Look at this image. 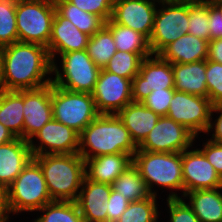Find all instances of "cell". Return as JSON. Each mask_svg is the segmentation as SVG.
<instances>
[{
	"instance_id": "31",
	"label": "cell",
	"mask_w": 222,
	"mask_h": 222,
	"mask_svg": "<svg viewBox=\"0 0 222 222\" xmlns=\"http://www.w3.org/2000/svg\"><path fill=\"white\" fill-rule=\"evenodd\" d=\"M87 52L92 61L100 68H104L117 49L111 31L104 26L89 38Z\"/></svg>"
},
{
	"instance_id": "39",
	"label": "cell",
	"mask_w": 222,
	"mask_h": 222,
	"mask_svg": "<svg viewBox=\"0 0 222 222\" xmlns=\"http://www.w3.org/2000/svg\"><path fill=\"white\" fill-rule=\"evenodd\" d=\"M69 3L77 6L81 10L100 16L107 22L113 11L112 0H67Z\"/></svg>"
},
{
	"instance_id": "8",
	"label": "cell",
	"mask_w": 222,
	"mask_h": 222,
	"mask_svg": "<svg viewBox=\"0 0 222 222\" xmlns=\"http://www.w3.org/2000/svg\"><path fill=\"white\" fill-rule=\"evenodd\" d=\"M53 119L79 134L98 115L91 93L73 92L51 83Z\"/></svg>"
},
{
	"instance_id": "23",
	"label": "cell",
	"mask_w": 222,
	"mask_h": 222,
	"mask_svg": "<svg viewBox=\"0 0 222 222\" xmlns=\"http://www.w3.org/2000/svg\"><path fill=\"white\" fill-rule=\"evenodd\" d=\"M117 115L123 121L137 147L144 141L160 118L158 114L145 107L141 102L133 101Z\"/></svg>"
},
{
	"instance_id": "49",
	"label": "cell",
	"mask_w": 222,
	"mask_h": 222,
	"mask_svg": "<svg viewBox=\"0 0 222 222\" xmlns=\"http://www.w3.org/2000/svg\"><path fill=\"white\" fill-rule=\"evenodd\" d=\"M209 1L219 5L222 3V0H209Z\"/></svg>"
},
{
	"instance_id": "26",
	"label": "cell",
	"mask_w": 222,
	"mask_h": 222,
	"mask_svg": "<svg viewBox=\"0 0 222 222\" xmlns=\"http://www.w3.org/2000/svg\"><path fill=\"white\" fill-rule=\"evenodd\" d=\"M24 90H0V123L24 139Z\"/></svg>"
},
{
	"instance_id": "40",
	"label": "cell",
	"mask_w": 222,
	"mask_h": 222,
	"mask_svg": "<svg viewBox=\"0 0 222 222\" xmlns=\"http://www.w3.org/2000/svg\"><path fill=\"white\" fill-rule=\"evenodd\" d=\"M206 141V142H204ZM202 140V148H198L215 168L216 172L222 178V143H216L209 139Z\"/></svg>"
},
{
	"instance_id": "48",
	"label": "cell",
	"mask_w": 222,
	"mask_h": 222,
	"mask_svg": "<svg viewBox=\"0 0 222 222\" xmlns=\"http://www.w3.org/2000/svg\"><path fill=\"white\" fill-rule=\"evenodd\" d=\"M158 4L161 3H188V2H197L200 0H155Z\"/></svg>"
},
{
	"instance_id": "12",
	"label": "cell",
	"mask_w": 222,
	"mask_h": 222,
	"mask_svg": "<svg viewBox=\"0 0 222 222\" xmlns=\"http://www.w3.org/2000/svg\"><path fill=\"white\" fill-rule=\"evenodd\" d=\"M132 80L101 68L92 97L99 114H118L132 99Z\"/></svg>"
},
{
	"instance_id": "17",
	"label": "cell",
	"mask_w": 222,
	"mask_h": 222,
	"mask_svg": "<svg viewBox=\"0 0 222 222\" xmlns=\"http://www.w3.org/2000/svg\"><path fill=\"white\" fill-rule=\"evenodd\" d=\"M24 140L29 141L53 119L51 83L37 89L24 90Z\"/></svg>"
},
{
	"instance_id": "2",
	"label": "cell",
	"mask_w": 222,
	"mask_h": 222,
	"mask_svg": "<svg viewBox=\"0 0 222 222\" xmlns=\"http://www.w3.org/2000/svg\"><path fill=\"white\" fill-rule=\"evenodd\" d=\"M138 147L117 114H99L79 135V151L83 159L107 154L125 153L132 157Z\"/></svg>"
},
{
	"instance_id": "35",
	"label": "cell",
	"mask_w": 222,
	"mask_h": 222,
	"mask_svg": "<svg viewBox=\"0 0 222 222\" xmlns=\"http://www.w3.org/2000/svg\"><path fill=\"white\" fill-rule=\"evenodd\" d=\"M17 41L16 1H0V47Z\"/></svg>"
},
{
	"instance_id": "28",
	"label": "cell",
	"mask_w": 222,
	"mask_h": 222,
	"mask_svg": "<svg viewBox=\"0 0 222 222\" xmlns=\"http://www.w3.org/2000/svg\"><path fill=\"white\" fill-rule=\"evenodd\" d=\"M56 11L70 20L81 32L90 37L105 26V21L92 13L85 12L67 0H54Z\"/></svg>"
},
{
	"instance_id": "4",
	"label": "cell",
	"mask_w": 222,
	"mask_h": 222,
	"mask_svg": "<svg viewBox=\"0 0 222 222\" xmlns=\"http://www.w3.org/2000/svg\"><path fill=\"white\" fill-rule=\"evenodd\" d=\"M133 164L145 181L151 195L158 196L157 188L161 187L162 189L159 188V190L167 189L170 191L167 194L169 199L184 196L182 152L156 153L137 150L133 156ZM153 187L154 189L157 188L154 190Z\"/></svg>"
},
{
	"instance_id": "7",
	"label": "cell",
	"mask_w": 222,
	"mask_h": 222,
	"mask_svg": "<svg viewBox=\"0 0 222 222\" xmlns=\"http://www.w3.org/2000/svg\"><path fill=\"white\" fill-rule=\"evenodd\" d=\"M55 13L54 0H16L18 41L48 47Z\"/></svg>"
},
{
	"instance_id": "38",
	"label": "cell",
	"mask_w": 222,
	"mask_h": 222,
	"mask_svg": "<svg viewBox=\"0 0 222 222\" xmlns=\"http://www.w3.org/2000/svg\"><path fill=\"white\" fill-rule=\"evenodd\" d=\"M175 89L153 90L141 103L159 116H167Z\"/></svg>"
},
{
	"instance_id": "3",
	"label": "cell",
	"mask_w": 222,
	"mask_h": 222,
	"mask_svg": "<svg viewBox=\"0 0 222 222\" xmlns=\"http://www.w3.org/2000/svg\"><path fill=\"white\" fill-rule=\"evenodd\" d=\"M39 163L52 201H76L84 180L85 160L78 153L33 156Z\"/></svg>"
},
{
	"instance_id": "33",
	"label": "cell",
	"mask_w": 222,
	"mask_h": 222,
	"mask_svg": "<svg viewBox=\"0 0 222 222\" xmlns=\"http://www.w3.org/2000/svg\"><path fill=\"white\" fill-rule=\"evenodd\" d=\"M142 60L143 59L137 53L117 50L103 69L133 80L139 73Z\"/></svg>"
},
{
	"instance_id": "34",
	"label": "cell",
	"mask_w": 222,
	"mask_h": 222,
	"mask_svg": "<svg viewBox=\"0 0 222 222\" xmlns=\"http://www.w3.org/2000/svg\"><path fill=\"white\" fill-rule=\"evenodd\" d=\"M208 0L189 2L188 34L210 41Z\"/></svg>"
},
{
	"instance_id": "51",
	"label": "cell",
	"mask_w": 222,
	"mask_h": 222,
	"mask_svg": "<svg viewBox=\"0 0 222 222\" xmlns=\"http://www.w3.org/2000/svg\"><path fill=\"white\" fill-rule=\"evenodd\" d=\"M0 1H16V0H0Z\"/></svg>"
},
{
	"instance_id": "14",
	"label": "cell",
	"mask_w": 222,
	"mask_h": 222,
	"mask_svg": "<svg viewBox=\"0 0 222 222\" xmlns=\"http://www.w3.org/2000/svg\"><path fill=\"white\" fill-rule=\"evenodd\" d=\"M174 88L172 64L159 55L143 58L132 80L133 102H142L153 90Z\"/></svg>"
},
{
	"instance_id": "24",
	"label": "cell",
	"mask_w": 222,
	"mask_h": 222,
	"mask_svg": "<svg viewBox=\"0 0 222 222\" xmlns=\"http://www.w3.org/2000/svg\"><path fill=\"white\" fill-rule=\"evenodd\" d=\"M174 89L208 98L206 60L172 64Z\"/></svg>"
},
{
	"instance_id": "21",
	"label": "cell",
	"mask_w": 222,
	"mask_h": 222,
	"mask_svg": "<svg viewBox=\"0 0 222 222\" xmlns=\"http://www.w3.org/2000/svg\"><path fill=\"white\" fill-rule=\"evenodd\" d=\"M132 163L133 157L125 153L97 156L85 161V174L91 181L111 185Z\"/></svg>"
},
{
	"instance_id": "15",
	"label": "cell",
	"mask_w": 222,
	"mask_h": 222,
	"mask_svg": "<svg viewBox=\"0 0 222 222\" xmlns=\"http://www.w3.org/2000/svg\"><path fill=\"white\" fill-rule=\"evenodd\" d=\"M182 176L184 195L193 190L222 187L220 175L205 155L193 145L182 152Z\"/></svg>"
},
{
	"instance_id": "43",
	"label": "cell",
	"mask_w": 222,
	"mask_h": 222,
	"mask_svg": "<svg viewBox=\"0 0 222 222\" xmlns=\"http://www.w3.org/2000/svg\"><path fill=\"white\" fill-rule=\"evenodd\" d=\"M216 114L218 115L216 116ZM211 132L212 134H210ZM206 134L208 136L212 135L210 138H207L210 141H213L216 143H222V104H217V105L212 106L210 123L206 131Z\"/></svg>"
},
{
	"instance_id": "6",
	"label": "cell",
	"mask_w": 222,
	"mask_h": 222,
	"mask_svg": "<svg viewBox=\"0 0 222 222\" xmlns=\"http://www.w3.org/2000/svg\"><path fill=\"white\" fill-rule=\"evenodd\" d=\"M100 71L87 50L67 52L52 61V83L69 91L92 93Z\"/></svg>"
},
{
	"instance_id": "47",
	"label": "cell",
	"mask_w": 222,
	"mask_h": 222,
	"mask_svg": "<svg viewBox=\"0 0 222 222\" xmlns=\"http://www.w3.org/2000/svg\"><path fill=\"white\" fill-rule=\"evenodd\" d=\"M0 90H3V50L0 47Z\"/></svg>"
},
{
	"instance_id": "32",
	"label": "cell",
	"mask_w": 222,
	"mask_h": 222,
	"mask_svg": "<svg viewBox=\"0 0 222 222\" xmlns=\"http://www.w3.org/2000/svg\"><path fill=\"white\" fill-rule=\"evenodd\" d=\"M157 196L150 197L135 202H130L125 212L115 222H159L161 212Z\"/></svg>"
},
{
	"instance_id": "50",
	"label": "cell",
	"mask_w": 222,
	"mask_h": 222,
	"mask_svg": "<svg viewBox=\"0 0 222 222\" xmlns=\"http://www.w3.org/2000/svg\"><path fill=\"white\" fill-rule=\"evenodd\" d=\"M118 1H121V0H112L113 3H116V2H118Z\"/></svg>"
},
{
	"instance_id": "18",
	"label": "cell",
	"mask_w": 222,
	"mask_h": 222,
	"mask_svg": "<svg viewBox=\"0 0 222 222\" xmlns=\"http://www.w3.org/2000/svg\"><path fill=\"white\" fill-rule=\"evenodd\" d=\"M112 186L91 181L86 176L76 200L83 221L107 222V205Z\"/></svg>"
},
{
	"instance_id": "27",
	"label": "cell",
	"mask_w": 222,
	"mask_h": 222,
	"mask_svg": "<svg viewBox=\"0 0 222 222\" xmlns=\"http://www.w3.org/2000/svg\"><path fill=\"white\" fill-rule=\"evenodd\" d=\"M105 26L111 31L118 51L137 53L142 59L152 55L149 40L141 33L117 24L111 18Z\"/></svg>"
},
{
	"instance_id": "44",
	"label": "cell",
	"mask_w": 222,
	"mask_h": 222,
	"mask_svg": "<svg viewBox=\"0 0 222 222\" xmlns=\"http://www.w3.org/2000/svg\"><path fill=\"white\" fill-rule=\"evenodd\" d=\"M207 59L222 64V38L209 41Z\"/></svg>"
},
{
	"instance_id": "5",
	"label": "cell",
	"mask_w": 222,
	"mask_h": 222,
	"mask_svg": "<svg viewBox=\"0 0 222 222\" xmlns=\"http://www.w3.org/2000/svg\"><path fill=\"white\" fill-rule=\"evenodd\" d=\"M9 214L38 212L44 205L52 202L43 171L32 158L21 173L6 189Z\"/></svg>"
},
{
	"instance_id": "29",
	"label": "cell",
	"mask_w": 222,
	"mask_h": 222,
	"mask_svg": "<svg viewBox=\"0 0 222 222\" xmlns=\"http://www.w3.org/2000/svg\"><path fill=\"white\" fill-rule=\"evenodd\" d=\"M111 186L114 191L121 193L130 202L144 200L151 196L145 181L133 163Z\"/></svg>"
},
{
	"instance_id": "11",
	"label": "cell",
	"mask_w": 222,
	"mask_h": 222,
	"mask_svg": "<svg viewBox=\"0 0 222 222\" xmlns=\"http://www.w3.org/2000/svg\"><path fill=\"white\" fill-rule=\"evenodd\" d=\"M196 139L181 124L168 116H160L155 127L138 146V150L156 153L183 152L194 145Z\"/></svg>"
},
{
	"instance_id": "20",
	"label": "cell",
	"mask_w": 222,
	"mask_h": 222,
	"mask_svg": "<svg viewBox=\"0 0 222 222\" xmlns=\"http://www.w3.org/2000/svg\"><path fill=\"white\" fill-rule=\"evenodd\" d=\"M32 158L29 142L22 138L1 144L0 187L6 190Z\"/></svg>"
},
{
	"instance_id": "42",
	"label": "cell",
	"mask_w": 222,
	"mask_h": 222,
	"mask_svg": "<svg viewBox=\"0 0 222 222\" xmlns=\"http://www.w3.org/2000/svg\"><path fill=\"white\" fill-rule=\"evenodd\" d=\"M210 40L222 38V7L208 0Z\"/></svg>"
},
{
	"instance_id": "41",
	"label": "cell",
	"mask_w": 222,
	"mask_h": 222,
	"mask_svg": "<svg viewBox=\"0 0 222 222\" xmlns=\"http://www.w3.org/2000/svg\"><path fill=\"white\" fill-rule=\"evenodd\" d=\"M130 201L121 193L111 190L110 198L107 205V222H115L125 212Z\"/></svg>"
},
{
	"instance_id": "1",
	"label": "cell",
	"mask_w": 222,
	"mask_h": 222,
	"mask_svg": "<svg viewBox=\"0 0 222 222\" xmlns=\"http://www.w3.org/2000/svg\"><path fill=\"white\" fill-rule=\"evenodd\" d=\"M3 50V90L37 89L52 83V61L47 47L20 42Z\"/></svg>"
},
{
	"instance_id": "46",
	"label": "cell",
	"mask_w": 222,
	"mask_h": 222,
	"mask_svg": "<svg viewBox=\"0 0 222 222\" xmlns=\"http://www.w3.org/2000/svg\"><path fill=\"white\" fill-rule=\"evenodd\" d=\"M16 137L12 132L0 123V145L14 140Z\"/></svg>"
},
{
	"instance_id": "10",
	"label": "cell",
	"mask_w": 222,
	"mask_h": 222,
	"mask_svg": "<svg viewBox=\"0 0 222 222\" xmlns=\"http://www.w3.org/2000/svg\"><path fill=\"white\" fill-rule=\"evenodd\" d=\"M212 106L209 98L175 90L167 116L199 138L209 127Z\"/></svg>"
},
{
	"instance_id": "37",
	"label": "cell",
	"mask_w": 222,
	"mask_h": 222,
	"mask_svg": "<svg viewBox=\"0 0 222 222\" xmlns=\"http://www.w3.org/2000/svg\"><path fill=\"white\" fill-rule=\"evenodd\" d=\"M165 201L167 202V213L169 214L167 222H200L185 199L166 198Z\"/></svg>"
},
{
	"instance_id": "36",
	"label": "cell",
	"mask_w": 222,
	"mask_h": 222,
	"mask_svg": "<svg viewBox=\"0 0 222 222\" xmlns=\"http://www.w3.org/2000/svg\"><path fill=\"white\" fill-rule=\"evenodd\" d=\"M206 85L211 104H222V64L206 60Z\"/></svg>"
},
{
	"instance_id": "19",
	"label": "cell",
	"mask_w": 222,
	"mask_h": 222,
	"mask_svg": "<svg viewBox=\"0 0 222 222\" xmlns=\"http://www.w3.org/2000/svg\"><path fill=\"white\" fill-rule=\"evenodd\" d=\"M89 38V35L81 32L70 20L56 11L47 47L51 61L63 53L86 50Z\"/></svg>"
},
{
	"instance_id": "45",
	"label": "cell",
	"mask_w": 222,
	"mask_h": 222,
	"mask_svg": "<svg viewBox=\"0 0 222 222\" xmlns=\"http://www.w3.org/2000/svg\"><path fill=\"white\" fill-rule=\"evenodd\" d=\"M8 208L6 190L0 187V222H9L11 220Z\"/></svg>"
},
{
	"instance_id": "13",
	"label": "cell",
	"mask_w": 222,
	"mask_h": 222,
	"mask_svg": "<svg viewBox=\"0 0 222 222\" xmlns=\"http://www.w3.org/2000/svg\"><path fill=\"white\" fill-rule=\"evenodd\" d=\"M79 135L74 129L52 119L28 142L33 156L73 154L79 151Z\"/></svg>"
},
{
	"instance_id": "16",
	"label": "cell",
	"mask_w": 222,
	"mask_h": 222,
	"mask_svg": "<svg viewBox=\"0 0 222 222\" xmlns=\"http://www.w3.org/2000/svg\"><path fill=\"white\" fill-rule=\"evenodd\" d=\"M158 3L155 0H121L113 3L111 19L150 39Z\"/></svg>"
},
{
	"instance_id": "30",
	"label": "cell",
	"mask_w": 222,
	"mask_h": 222,
	"mask_svg": "<svg viewBox=\"0 0 222 222\" xmlns=\"http://www.w3.org/2000/svg\"><path fill=\"white\" fill-rule=\"evenodd\" d=\"M41 214L32 222H82L76 201H52L38 210Z\"/></svg>"
},
{
	"instance_id": "22",
	"label": "cell",
	"mask_w": 222,
	"mask_h": 222,
	"mask_svg": "<svg viewBox=\"0 0 222 222\" xmlns=\"http://www.w3.org/2000/svg\"><path fill=\"white\" fill-rule=\"evenodd\" d=\"M209 42L194 35L183 34L158 55L171 64L192 63L208 58Z\"/></svg>"
},
{
	"instance_id": "9",
	"label": "cell",
	"mask_w": 222,
	"mask_h": 222,
	"mask_svg": "<svg viewBox=\"0 0 222 222\" xmlns=\"http://www.w3.org/2000/svg\"><path fill=\"white\" fill-rule=\"evenodd\" d=\"M188 26L189 2L158 4L149 39L152 54L158 55L167 45L188 34Z\"/></svg>"
},
{
	"instance_id": "25",
	"label": "cell",
	"mask_w": 222,
	"mask_h": 222,
	"mask_svg": "<svg viewBox=\"0 0 222 222\" xmlns=\"http://www.w3.org/2000/svg\"><path fill=\"white\" fill-rule=\"evenodd\" d=\"M183 199L200 222H222V187L187 192Z\"/></svg>"
}]
</instances>
